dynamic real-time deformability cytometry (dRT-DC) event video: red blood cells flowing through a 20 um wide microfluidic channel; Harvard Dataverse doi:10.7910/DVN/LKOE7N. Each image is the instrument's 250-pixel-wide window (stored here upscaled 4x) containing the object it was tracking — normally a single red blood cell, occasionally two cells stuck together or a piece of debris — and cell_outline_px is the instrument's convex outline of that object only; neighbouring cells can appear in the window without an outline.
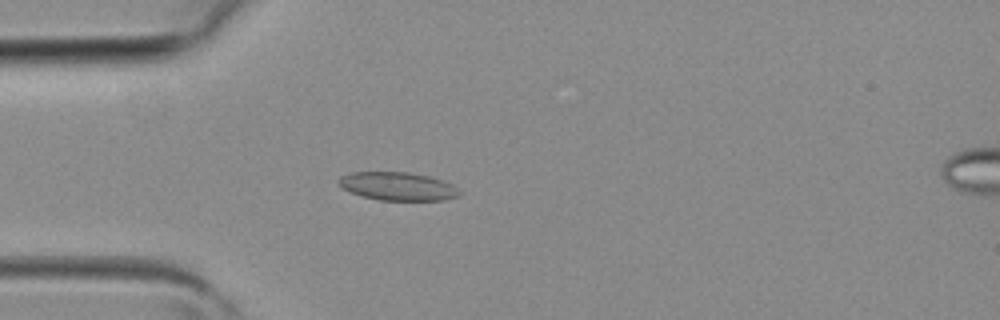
{"species": "common noctule bat (a hibernating species)", "species_latin": "Nyctalus noctula", "temperature_condition": "room temperature", "stored_images_in_passage": 4, "camera_frame_rate_fps": 3000, "um_per_image_px": 0.085, "animal": {"sex": "female", "body_mass_g": 19.3, "forearm_length_mm": 54.1}, "frame": {"image": 1, "passage_image": 3, "time_ms": 0.667, "image_size_px": [1000, 320], "cell_outline_px": [[464, 192], [460, 196], [444, 200], [380, 200], [364, 196], [352, 192], [344, 188], [336, 180], [340, 176], [352, 172], [408, 172], [428, 176], [452, 184]], "centroid_in_image_um": [33.86, 15.83], "position_along_channel_um": 51.1, "area_um2": 19.83}}